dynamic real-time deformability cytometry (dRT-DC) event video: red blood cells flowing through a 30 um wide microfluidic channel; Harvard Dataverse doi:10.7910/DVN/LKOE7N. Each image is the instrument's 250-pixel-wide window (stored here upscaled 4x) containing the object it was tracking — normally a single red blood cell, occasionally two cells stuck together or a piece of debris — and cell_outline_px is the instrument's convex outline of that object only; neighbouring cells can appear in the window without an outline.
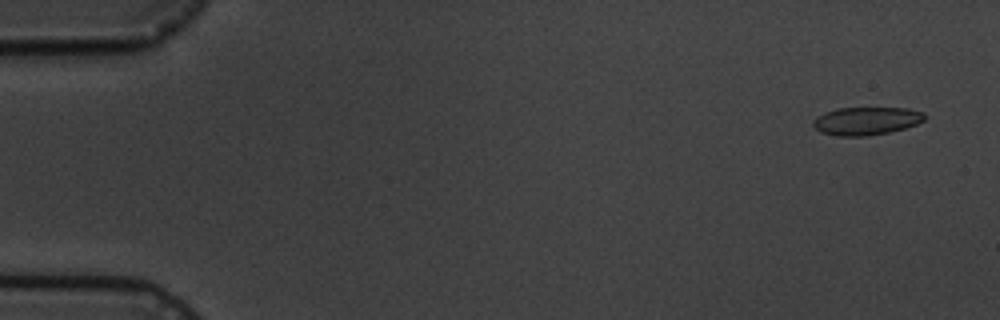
{"species": "common noctule bat (a hibernating species)", "species_latin": "Nyctalus noctula", "temperature_condition": "cold", "stored_images_in_passage": 5, "camera_frame_rate_fps": 3000, "um_per_image_px": 0.085, "animal": {"sex": "male", "body_mass_g": 19.5, "forearm_length_mm": 54.6}, "frame": {"image": 1, "passage_image": 1, "time_ms": 0.0, "image_size_px": [1000, 320], "cell_outline_px": [[924, 120], [916, 124], [904, 128], [888, 132], [868, 136], [836, 136], [820, 132], [812, 124], [824, 112], [836, 108], [908, 108], [924, 112]], "centroid_in_image_um": [73.64, 10.28], "position_along_channel_um": 11.4, "area_um2": 18.03}}
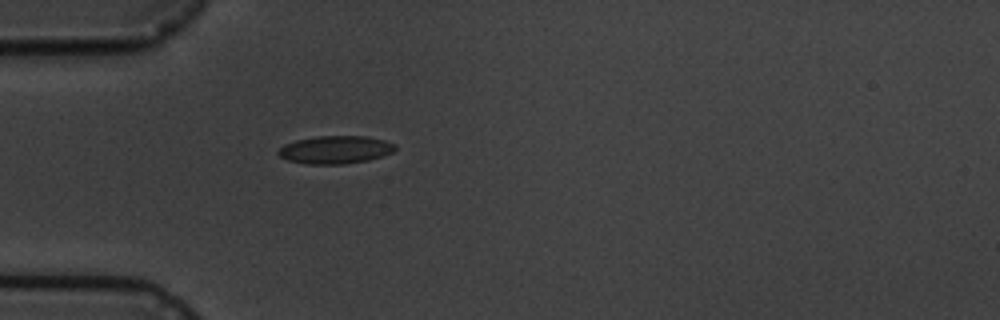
{"frame": {"image": 2, "passage_image": 5, "time_ms": 4.667, "image_size_px": [1000, 320], "cell_outline_px": [[396, 148], [392, 152], [368, 160], [344, 164], [308, 164], [288, 160], [280, 156], [276, 152], [284, 144], [296, 140], [316, 136], [368, 136], [384, 140], [396, 144]], "centroid_in_image_um": [28.5, 12.72], "position_along_channel_um": 56.5, "area_um2": 18.96}}